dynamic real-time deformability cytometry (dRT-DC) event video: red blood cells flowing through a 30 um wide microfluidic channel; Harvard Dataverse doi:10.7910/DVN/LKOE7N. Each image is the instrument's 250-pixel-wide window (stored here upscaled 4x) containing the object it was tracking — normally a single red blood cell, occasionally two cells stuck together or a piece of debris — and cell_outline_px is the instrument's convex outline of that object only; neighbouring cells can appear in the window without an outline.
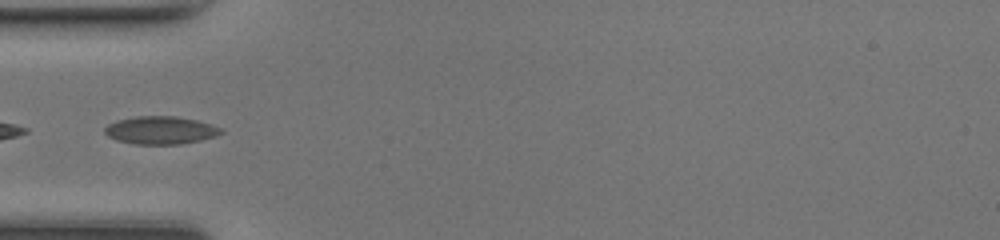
{"species": "common noctule bat (a hibernating species)", "species_latin": "Nyctalus noctula", "temperature_condition": "room temperature", "stored_images_in_passage": 14, "camera_frame_rate_fps": 3000, "um_per_image_px": 0.085, "animal": {"sex": "female", "body_mass_g": 17.0, "forearm_length_mm": 48.0}, "frame": {"image": 1, "passage_image": 1, "time_ms": 0.0, "image_size_px": [1000, 240], "cell_outline_px": [[224, 132], [216, 136], [200, 140], [180, 144], [136, 144], [116, 140], [108, 136], [104, 132], [104, 128], [108, 124], [116, 120], [136, 116], [176, 116], [196, 120], [224, 128]], "centroid_in_image_um": [13.65, 11.06], "position_along_channel_um": 71.3, "area_um2": 18.96}}
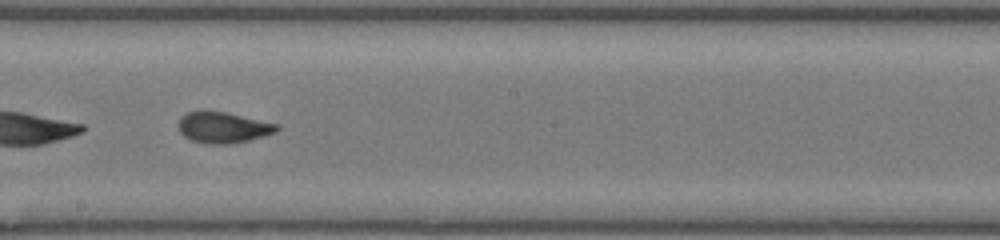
{"frame": {"image": 2, "passage_image": 12, "time_ms": 3.667, "image_size_px": [1000, 240], "cell_outline_px": [[280, 128], [276, 132], [264, 136], [232, 144], [208, 144], [192, 140], [184, 136], [180, 132], [180, 116], [188, 112], [200, 108], [204, 108], [228, 112], [280, 124]], "centroid_in_image_um": [18.98, 10.79], "position_along_channel_um": 229.2, "area_um2": 18.32}}